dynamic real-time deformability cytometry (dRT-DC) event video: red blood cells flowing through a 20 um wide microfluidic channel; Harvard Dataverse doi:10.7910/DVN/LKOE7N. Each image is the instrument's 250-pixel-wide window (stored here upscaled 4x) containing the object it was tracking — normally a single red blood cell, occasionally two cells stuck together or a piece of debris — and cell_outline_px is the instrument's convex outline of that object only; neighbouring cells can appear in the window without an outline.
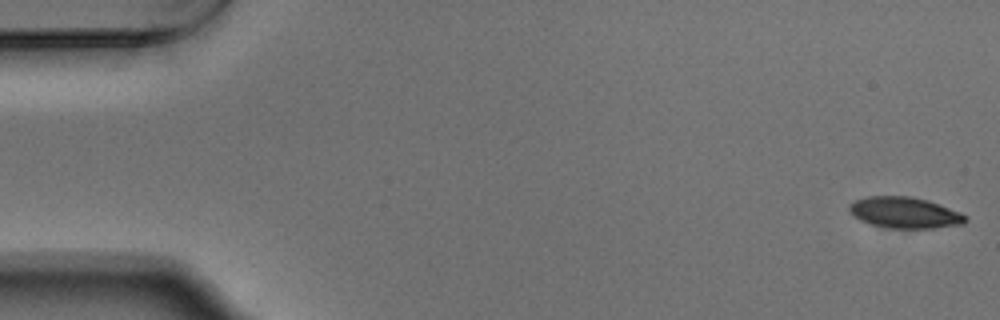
{"species": "Egyptian fruit bat (a non-hibernating species)", "species_latin": "Rousettus aegyptiacus", "temperature_condition": "warm", "stored_images_in_passage": 50, "camera_frame_rate_fps": 3000, "um_per_image_px": 0.085, "animal": {"sex": "male"}, "frame": {"image": 1, "passage_image": 1, "time_ms": 0.0, "image_size_px": [1000, 320], "cell_outline_px": [[968, 220], [964, 224], [932, 228], [888, 228], [872, 224], [860, 220], [848, 208], [848, 204], [856, 200], [868, 196], [912, 196], [928, 200], [960, 212]], "centroid_in_image_um": [76.91, 18.07], "position_along_channel_um": 8.1, "area_um2": 20.92}}
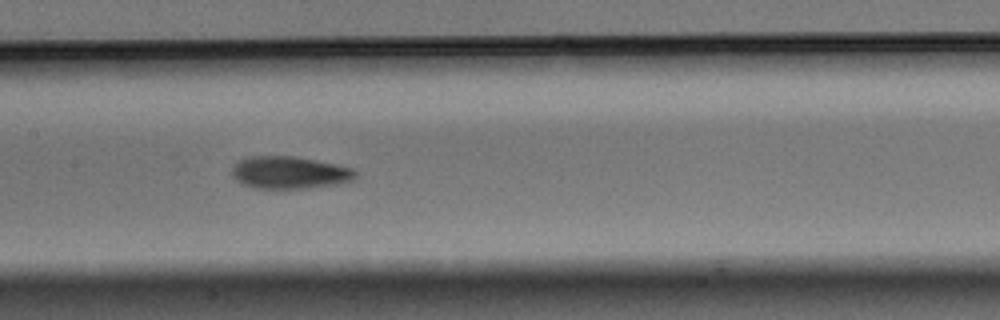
{"frame": {"image": 2, "passage_image": 26, "time_ms": 8.333, "image_size_px": [1000, 320], "cell_outline_px": [[356, 176], [352, 180], [340, 184], [304, 188], [252, 188], [240, 184], [232, 176], [232, 168], [240, 160], [252, 156], [296, 156], [336, 164], [352, 168], [356, 172]], "centroid_in_image_um": [24.6, 14.67], "position_along_channel_um": 182.8, "area_um2": 23.35}}
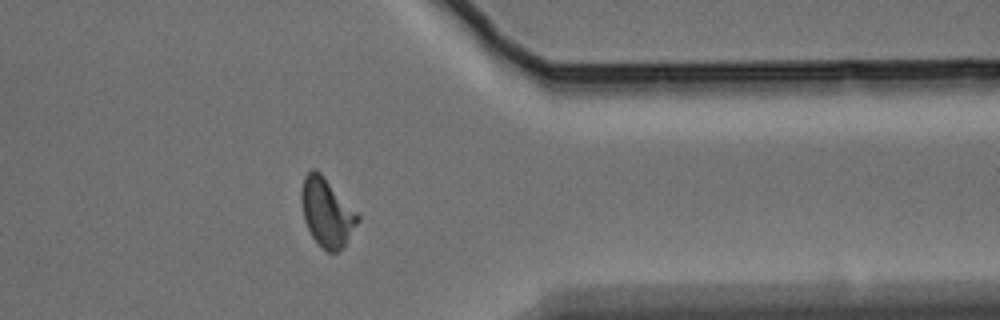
{"frame": {"image": 3, "passage_image": 43, "time_ms": 14.0, "image_size_px": [1000, 320], "cell_outline_px": [[360, 220], [344, 244], [336, 252], [328, 252], [312, 236], [304, 220], [300, 200], [300, 192], [304, 176], [312, 168], [316, 168], [324, 176], [360, 216]], "centroid_in_image_um": [27.75, 18.0], "position_along_channel_um": 383.7, "area_um2": 22.14}}